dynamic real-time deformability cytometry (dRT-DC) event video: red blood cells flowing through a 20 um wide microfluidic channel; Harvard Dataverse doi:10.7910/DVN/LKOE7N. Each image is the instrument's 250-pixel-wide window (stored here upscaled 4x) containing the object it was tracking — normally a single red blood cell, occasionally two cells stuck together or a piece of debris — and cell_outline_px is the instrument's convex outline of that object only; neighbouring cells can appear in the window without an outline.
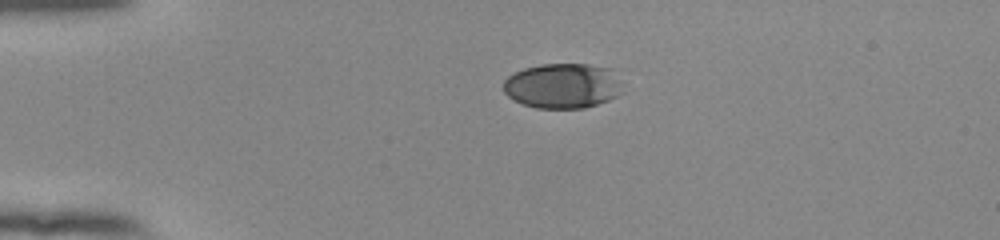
{"species": "human", "species_latin": "Homo sapiens", "temperature_condition": "room temperature", "stored_images_in_passage": 42, "camera_frame_rate_fps": 3000, "um_per_image_px": 0.085, "donor": {"sex": "female"}, "frame": {"image": 1, "passage_image": 1, "time_ms": 0.0, "image_size_px": [1000, 240], "cell_outline_px": [[620, 84], [616, 96], [608, 100], [584, 108], [536, 108], [524, 104], [508, 96], [504, 92], [504, 80], [508, 76], [524, 68], [540, 64], [588, 64], [612, 68]], "centroid_in_image_um": [47.79, 7.28], "position_along_channel_um": 37.2, "area_um2": 30.98}}
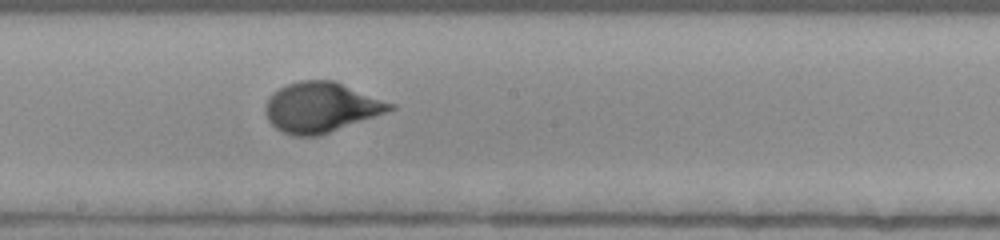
{"frame": {"image": 2, "passage_image": 19, "time_ms": 6.0, "image_size_px": [1000, 240], "cell_outline_px": [[396, 108], [328, 132], [316, 136], [292, 136], [280, 132], [268, 120], [264, 112], [264, 108], [268, 96], [272, 92], [288, 84], [300, 80], [336, 80], [396, 104]], "centroid_in_image_um": [27.25, 9.1], "position_along_channel_um": 221.0, "area_um2": 36.41}}
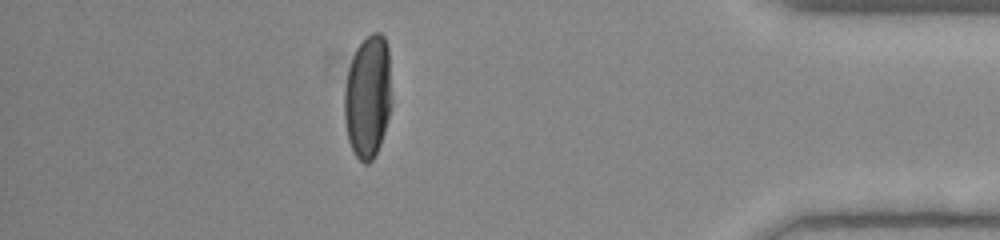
{"frame": {"image": 3, "passage_image": 36, "time_ms": 11.667, "image_size_px": [1000, 240], "cell_outline_px": [[392, 104], [384, 132], [380, 144], [372, 160], [368, 164], [364, 164], [356, 156], [348, 140], [344, 120], [344, 88], [348, 68], [352, 56], [356, 48], [372, 32], [380, 32], [384, 36], [388, 48]], "centroid_in_image_um": [31.26, 8.21], "position_along_channel_um": 403.9, "area_um2": 34.16}, "authors_computed_cell_mechanics": {"area_um2": 34.4488, "velocity_mm_per_s": 3.8632, "shape_relaxation_time_tau1_ms": 3.4713, "shape_relaxation_time_tau2_ms": null, "deformation_change_tau1": 0.1855, "deformation_change_tau2": null}}